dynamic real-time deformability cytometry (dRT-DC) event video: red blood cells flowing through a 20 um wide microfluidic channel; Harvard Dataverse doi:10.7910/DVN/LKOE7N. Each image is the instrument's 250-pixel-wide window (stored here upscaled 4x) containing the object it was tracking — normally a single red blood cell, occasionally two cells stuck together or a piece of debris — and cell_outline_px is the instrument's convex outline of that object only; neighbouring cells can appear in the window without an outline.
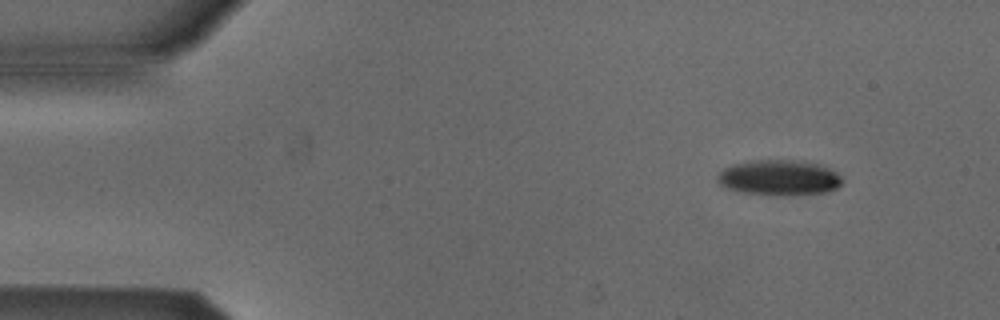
{"species": "Egyptian fruit bat (a non-hibernating species)", "species_latin": "Rousettus aegyptiacus", "temperature_condition": "cold", "stored_images_in_passage": 5, "camera_frame_rate_fps": 3000, "um_per_image_px": 0.085, "animal": {"sex": "male"}, "frame": {"image": 1, "passage_image": 1, "time_ms": 0.0, "image_size_px": [1000, 320], "cell_outline_px": [[844, 180], [836, 188], [828, 192], [792, 196], [772, 196], [736, 192], [720, 184], [716, 180], [716, 176], [724, 168], [736, 164], [756, 160], [792, 160], [820, 164], [836, 172]], "centroid_in_image_um": [66.23, 15.13], "position_along_channel_um": 18.8, "area_um2": 26.13}}
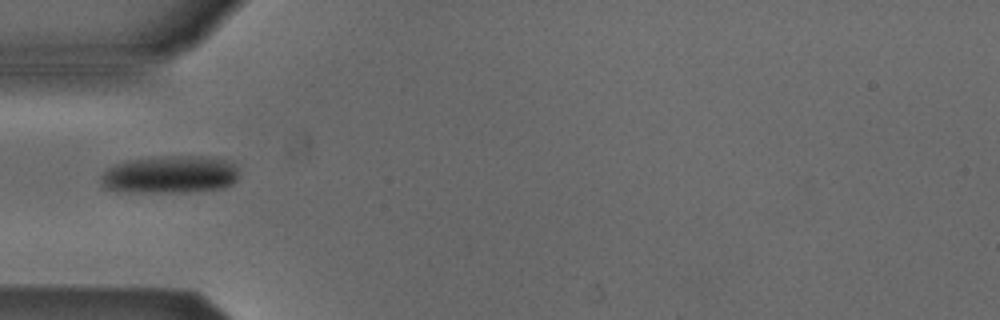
{"frame": {"image": 2, "passage_image": 4, "time_ms": 1.0, "image_size_px": [1000, 320], "cell_outline_px": [[236, 180], [232, 184], [224, 188], [188, 192], [116, 192], [104, 188], [100, 184], [100, 176], [108, 168], [116, 164], [128, 160], [160, 156], [212, 156], [228, 160], [236, 164]], "centroid_in_image_um": [14.43, 14.84], "position_along_channel_um": 70.6, "area_um2": 30.81}}
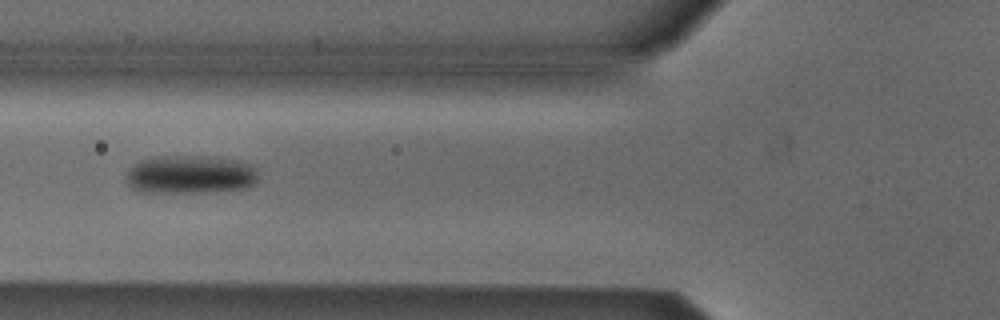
{"frame": {"image": 3, "passage_image": 5, "time_ms": 1.333, "image_size_px": [1000, 320], "cell_outline_px": [[256, 184], [248, 188], [208, 192], [140, 192], [132, 188], [128, 184], [124, 176], [128, 168], [140, 160], [156, 156], [204, 156], [236, 160], [248, 164], [256, 168]], "centroid_in_image_um": [16.13, 14.84], "position_along_channel_um": 109.7, "area_um2": 29.82}}